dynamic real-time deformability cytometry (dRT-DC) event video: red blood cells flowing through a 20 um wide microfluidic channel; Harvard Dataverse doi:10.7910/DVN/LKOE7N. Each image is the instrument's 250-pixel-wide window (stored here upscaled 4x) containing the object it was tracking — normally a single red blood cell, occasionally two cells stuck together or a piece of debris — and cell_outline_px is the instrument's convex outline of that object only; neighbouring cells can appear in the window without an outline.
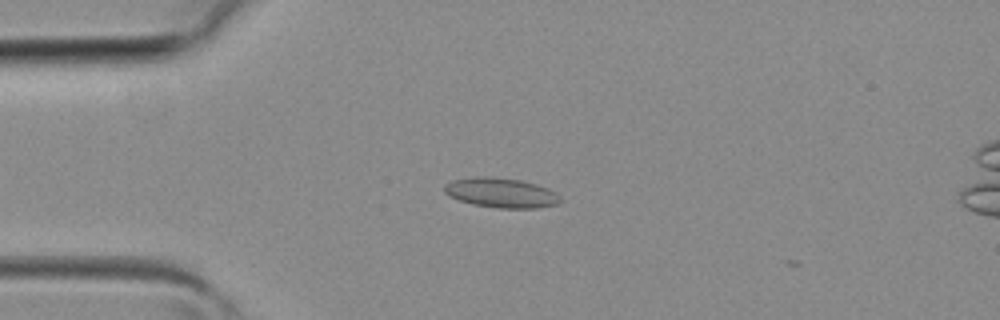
{"species": "common noctule bat (a hibernating species)", "species_latin": "Nyctalus noctula", "temperature_condition": "room temperature", "stored_images_in_passage": 3, "camera_frame_rate_fps": 3000, "um_per_image_px": 0.085, "animal": {"sex": "female", "body_mass_g": 19.3, "forearm_length_mm": 54.1}, "frame": {"image": 1, "passage_image": 2, "time_ms": 0.333, "image_size_px": [1000, 320], "cell_outline_px": [[564, 200], [560, 204], [536, 208], [496, 208], [472, 204], [448, 196], [444, 192], [444, 184], [452, 180], [476, 176], [492, 176], [520, 180], [536, 184], [548, 188], [556, 192]], "centroid_in_image_um": [42.62, 16.39], "position_along_channel_um": 42.4, "area_um2": 20.46}}